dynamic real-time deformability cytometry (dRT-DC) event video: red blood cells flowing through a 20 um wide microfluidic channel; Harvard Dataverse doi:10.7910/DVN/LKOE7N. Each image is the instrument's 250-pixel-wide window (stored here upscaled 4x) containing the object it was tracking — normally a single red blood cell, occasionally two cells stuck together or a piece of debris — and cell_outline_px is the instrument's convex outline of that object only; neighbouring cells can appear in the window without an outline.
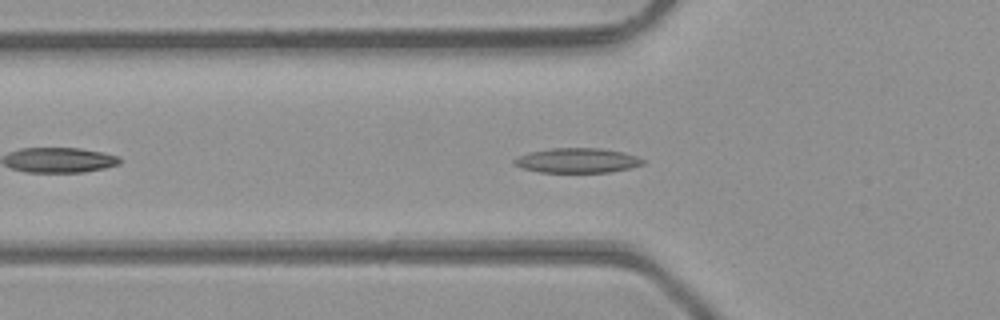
{"species": "common noctule bat (a hibernating species)", "species_latin": "Nyctalus noctula", "temperature_condition": "room temperature", "stored_images_in_passage": 40, "camera_frame_rate_fps": 3000, "um_per_image_px": 0.085, "animal": {"sex": "male", "body_mass_g": 23.1, "forearm_length_mm": 52.7}, "frame": {"image": 1, "passage_image": 8, "time_ms": 2.333, "image_size_px": [1000, 320], "cell_outline_px": [[644, 164], [628, 168], [608, 172], [540, 172], [520, 168], [512, 160], [528, 152], [552, 148], [600, 148], [624, 152], [636, 156], [644, 160]], "centroid_in_image_um": [49.05, 13.63], "position_along_channel_um": 76.7, "area_um2": 18.44}}
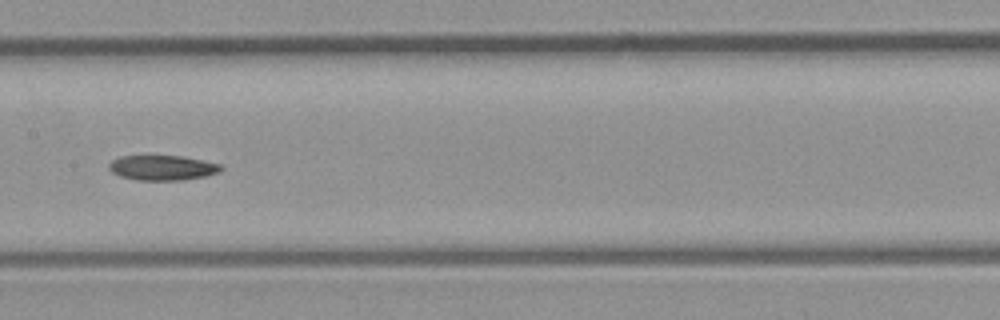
{"frame": {"image": 2, "passage_image": 16, "time_ms": 5.0, "image_size_px": [1000, 320], "cell_outline_px": [[224, 168], [220, 172], [204, 176], [180, 180], [136, 180], [120, 176], [112, 172], [108, 168], [108, 164], [112, 160], [120, 156], [184, 156], [220, 164]], "centroid_in_image_um": [13.8, 14.25], "position_along_channel_um": 193.6, "area_um2": 16.3}}
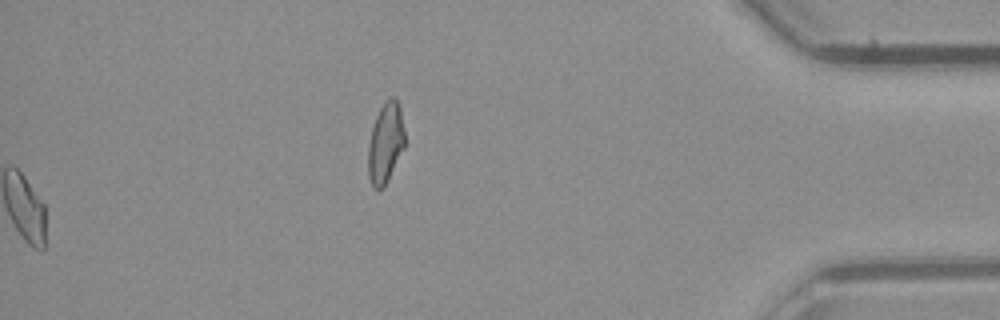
{"frame": {"image": 3, "passage_image": 40, "time_ms": 13.0, "image_size_px": [1000, 320], "cell_outline_px": [[404, 148], [384, 188], [372, 188], [368, 176], [368, 144], [372, 128], [376, 116], [384, 100], [388, 96], [396, 96], [400, 108], [404, 128]], "centroid_in_image_um": [32.76, 12.13], "position_along_channel_um": 402.4, "area_um2": 17.4}}